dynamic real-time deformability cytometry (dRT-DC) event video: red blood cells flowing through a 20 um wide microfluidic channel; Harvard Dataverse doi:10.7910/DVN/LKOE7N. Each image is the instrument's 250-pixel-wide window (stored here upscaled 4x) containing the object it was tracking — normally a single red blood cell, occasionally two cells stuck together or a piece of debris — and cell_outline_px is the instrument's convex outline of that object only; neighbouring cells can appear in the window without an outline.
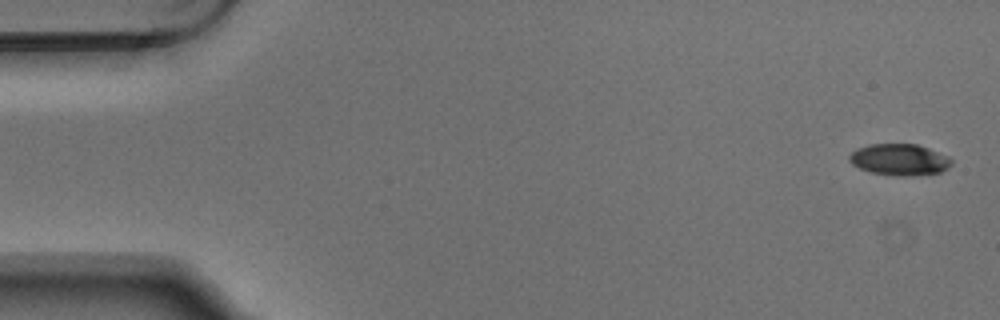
{"species": "Egyptian fruit bat (a non-hibernating species)", "species_latin": "Rousettus aegyptiacus", "temperature_condition": "warm", "stored_images_in_passage": 5, "camera_frame_rate_fps": 3000, "um_per_image_px": 0.085, "animal": {"sex": "male"}, "frame": {"image": 1, "passage_image": 1, "time_ms": 0.0, "image_size_px": [1000, 320], "cell_outline_px": [[952, 164], [948, 168], [940, 172], [908, 176], [900, 176], [872, 172], [860, 168], [852, 164], [848, 160], [848, 156], [856, 148], [868, 144], [916, 144], [928, 148], [948, 156], [952, 160]], "centroid_in_image_um": [76.44, 13.56], "position_along_channel_um": 8.6, "area_um2": 18.67}}
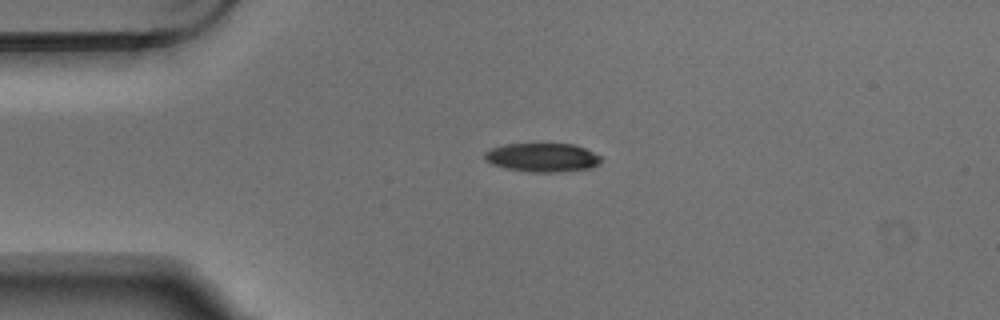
{"frame": {"image": 2, "passage_image": 4, "time_ms": 1.0, "image_size_px": [1000, 320], "cell_outline_px": [[600, 160], [596, 164], [588, 168], [556, 172], [532, 172], [508, 168], [492, 164], [484, 160], [484, 152], [492, 148], [504, 144], [576, 144], [600, 156]], "centroid_in_image_um": [46.05, 13.37], "position_along_channel_um": 39.0, "area_um2": 19.19}}